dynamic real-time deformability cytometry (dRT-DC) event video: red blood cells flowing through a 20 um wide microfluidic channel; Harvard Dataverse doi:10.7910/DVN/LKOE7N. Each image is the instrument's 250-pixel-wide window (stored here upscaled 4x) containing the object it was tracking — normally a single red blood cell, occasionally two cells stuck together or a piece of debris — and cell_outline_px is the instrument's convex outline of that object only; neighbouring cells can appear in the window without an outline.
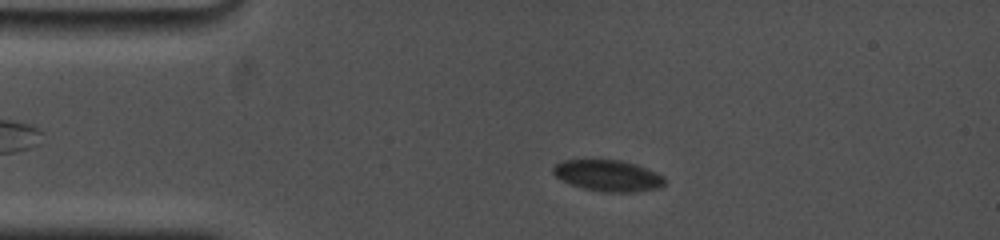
{"species": "common noctule bat (a hibernating species)", "species_latin": "Nyctalus noctula", "temperature_condition": "cold", "stored_images_in_passage": 28, "camera_frame_rate_fps": 5000, "um_per_image_px": 0.085, "animal": {"sex": "female", "body_mass_g": 19.0, "forearm_length_mm": 53.3}, "frame": {"image": 1, "passage_image": 8, "time_ms": 2.8, "image_size_px": [1000, 240], "cell_outline_px": [[668, 180], [660, 188], [636, 192], [604, 192], [584, 188], [572, 184], [556, 176], [552, 172], [552, 168], [556, 164], [564, 160], [620, 160], [636, 164], [656, 172], [664, 176]], "centroid_in_image_um": [51.74, 14.93], "position_along_channel_um": 33.3, "area_um2": 20.29}}
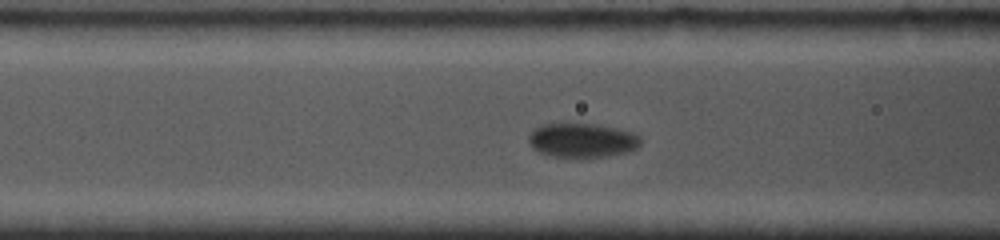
{"frame": {"image": 2, "passage_image": 17, "time_ms": 6.2, "image_size_px": [1000, 240], "cell_outline_px": [[640, 144], [636, 148], [628, 152], [608, 156], [576, 160], [552, 156], [540, 152], [532, 148], [528, 144], [528, 136], [532, 128], [540, 124], [596, 124], [620, 128], [632, 132], [640, 136]], "centroid_in_image_um": [49.45, 11.95], "position_along_channel_um": 117.2, "area_um2": 23.18}}
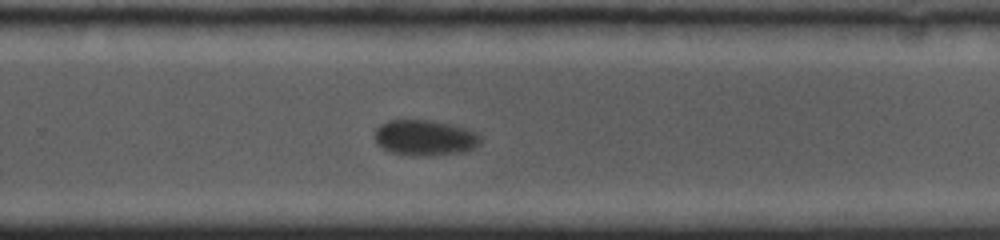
{"frame": {"image": 3, "passage_image": 28, "time_ms": 11.2, "image_size_px": [1000, 240], "cell_outline_px": [[480, 144], [464, 152], [432, 156], [420, 156], [392, 152], [376, 144], [372, 136], [376, 128], [380, 124], [388, 120], [432, 120], [464, 128], [476, 132], [480, 136]], "centroid_in_image_um": [36.07, 11.71], "position_along_channel_um": 293.7, "area_um2": 22.08}}